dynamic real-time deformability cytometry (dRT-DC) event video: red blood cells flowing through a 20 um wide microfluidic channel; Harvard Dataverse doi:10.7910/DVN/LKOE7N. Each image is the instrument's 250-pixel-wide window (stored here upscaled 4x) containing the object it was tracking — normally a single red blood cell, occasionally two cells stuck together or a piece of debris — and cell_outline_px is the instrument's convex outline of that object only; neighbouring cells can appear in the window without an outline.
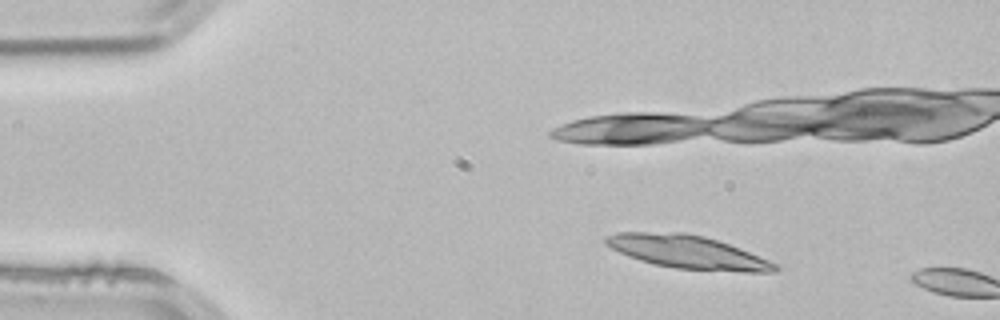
{"species": "common noctule bat (a hibernating species)", "species_latin": "Nyctalus noctula", "temperature_condition": "room temperature", "stored_images_in_passage": 2, "camera_frame_rate_fps": 3000, "um_per_image_px": 0.085, "animal": {"sex": "male", "body_mass_g": 21.5, "forearm_length_mm": 52.0}, "frame": {"image": 1, "passage_image": 1, "time_ms": 0.0, "image_size_px": [1000, 320], "cell_outline_px": [[780, 268], [776, 272], [744, 272], [676, 268], [656, 264], [640, 260], [628, 256], [604, 244], [604, 236], [616, 232], [684, 232], [704, 236], [740, 248], [780, 264]], "centroid_in_image_um": [58.47, 21.42], "position_along_channel_um": 26.5, "area_um2": 32.77}}